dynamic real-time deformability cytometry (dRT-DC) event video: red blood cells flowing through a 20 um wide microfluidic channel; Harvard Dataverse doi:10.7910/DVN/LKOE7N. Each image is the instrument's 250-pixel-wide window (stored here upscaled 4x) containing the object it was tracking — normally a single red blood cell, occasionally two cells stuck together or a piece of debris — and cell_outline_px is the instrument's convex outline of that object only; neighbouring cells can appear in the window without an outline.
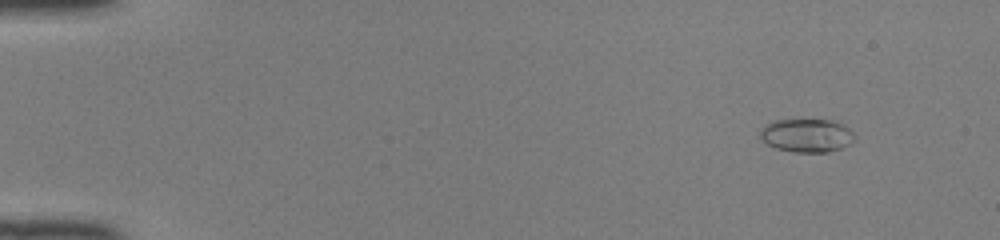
{"species": "common noctule bat (a hibernating species)", "species_latin": "Nyctalus noctula", "temperature_condition": "room temperature", "stored_images_in_passage": 47, "camera_frame_rate_fps": 3000, "um_per_image_px": 0.085, "animal": {"sex": "female", "body_mass_g": 22.0, "forearm_length_mm": 56.7}, "frame": {"image": 1, "passage_image": 2, "time_ms": 0.333, "image_size_px": [1000, 240], "cell_outline_px": [[856, 140], [840, 148], [828, 152], [792, 152], [776, 148], [768, 144], [760, 136], [760, 132], [768, 124], [776, 120], [832, 120], [844, 124], [856, 136]], "centroid_in_image_um": [68.63, 11.52], "position_along_channel_um": 16.4, "area_um2": 18.21}}
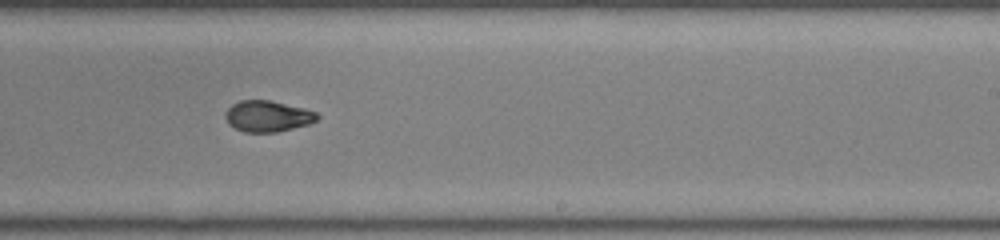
{"frame": {"image": 2, "passage_image": 29, "time_ms": 9.333, "image_size_px": [1000, 240], "cell_outline_px": [[320, 116], [316, 120], [308, 124], [276, 132], [244, 132], [228, 124], [224, 116], [224, 112], [232, 104], [240, 100], [268, 100], [304, 108], [316, 112]], "centroid_in_image_um": [22.71, 9.87], "position_along_channel_um": 266.3, "area_um2": 16.59}}
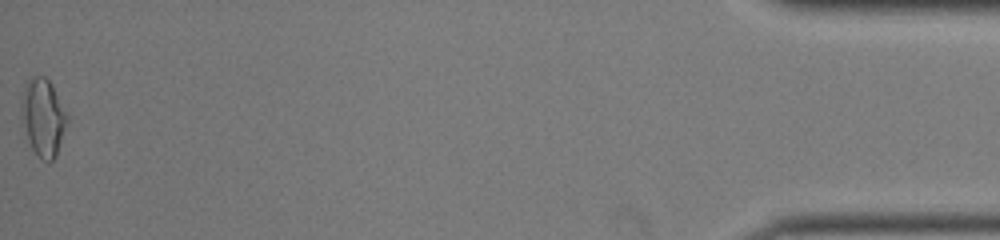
{"frame": {"image": 3, "passage_image": 47, "time_ms": 15.333, "image_size_px": [1000, 240], "cell_outline_px": [[68, 120], [56, 156], [48, 164], [40, 160], [32, 148], [28, 140], [20, 108], [20, 104], [24, 88], [28, 80], [32, 76], [44, 76], [52, 84], [68, 112]], "centroid_in_image_um": [3.69, 9.98], "position_along_channel_um": 431.5, "area_um2": 20.81}, "authors_computed_cell_mechanics": {"area_um2": 17.2822, "velocity_mm_per_s": 4.1657, "shape_relaxation_time_tau1_ms": 10.4092, "shape_relaxation_time_tau2_ms": 1.4924, "deformation_change_tau1": 0.2665, "deformation_change_tau2": 0.0601}}